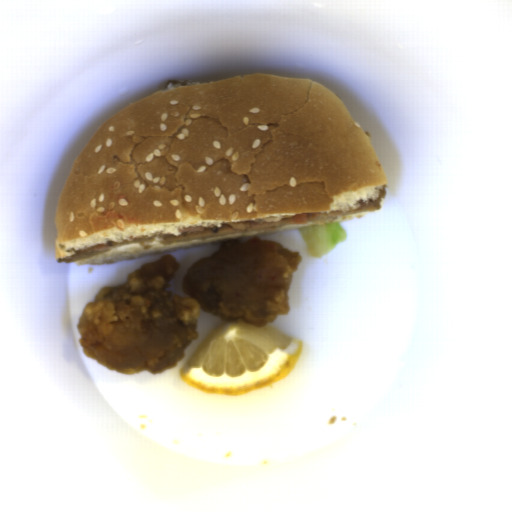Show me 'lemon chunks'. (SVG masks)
<instances>
[{"mask_svg": "<svg viewBox=\"0 0 512 512\" xmlns=\"http://www.w3.org/2000/svg\"><path fill=\"white\" fill-rule=\"evenodd\" d=\"M303 342L267 323H218L179 372L185 385L235 397L267 389L295 368Z\"/></svg>", "mask_w": 512, "mask_h": 512, "instance_id": "lemon-chunks-1", "label": "lemon chunks"}]
</instances>
